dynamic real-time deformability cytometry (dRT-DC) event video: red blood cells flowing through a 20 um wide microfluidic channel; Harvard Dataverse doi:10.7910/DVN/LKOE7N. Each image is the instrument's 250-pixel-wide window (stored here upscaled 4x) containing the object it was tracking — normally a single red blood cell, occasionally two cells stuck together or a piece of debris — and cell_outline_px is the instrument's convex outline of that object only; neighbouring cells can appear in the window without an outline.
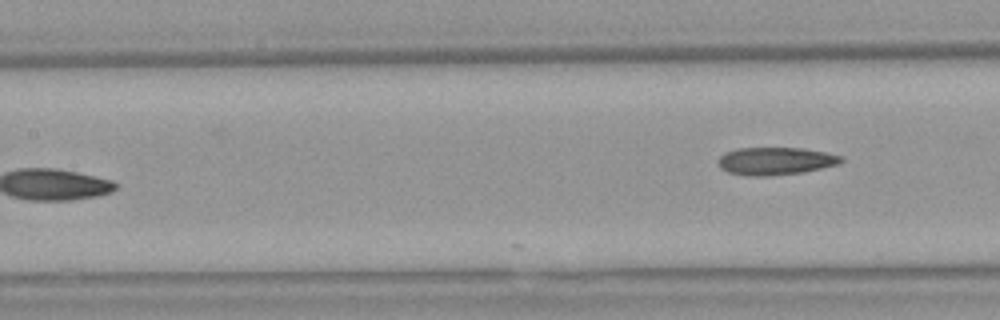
{"species": "Egyptian fruit bat (a non-hibernating species)", "species_latin": "Rousettus aegyptiacus", "temperature_condition": "warm", "stored_images_in_passage": 7, "camera_frame_rate_fps": 3000, "um_per_image_px": 0.085, "animal": {"sex": "female"}, "frame": {"image": 1, "passage_image": 7, "time_ms": 7.333, "image_size_px": [1000, 320], "cell_outline_px": [[844, 160], [840, 164], [800, 172], [764, 176], [748, 176], [728, 172], [720, 168], [716, 160], [724, 152], [736, 148], [800, 148], [828, 152], [844, 156]], "centroid_in_image_um": [65.9, 13.67], "position_along_channel_um": 141.5, "area_um2": 19.94}}